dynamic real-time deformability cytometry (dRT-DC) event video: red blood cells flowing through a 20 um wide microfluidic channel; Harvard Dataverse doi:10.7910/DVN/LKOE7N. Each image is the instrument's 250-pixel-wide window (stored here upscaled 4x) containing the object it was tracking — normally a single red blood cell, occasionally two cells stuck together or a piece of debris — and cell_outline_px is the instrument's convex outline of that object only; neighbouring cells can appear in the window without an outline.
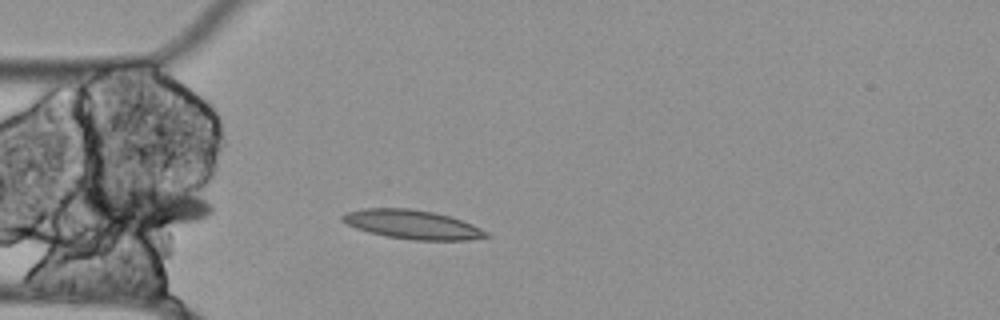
{"species": "Egyptian fruit bat (a non-hibernating species)", "species_latin": "Rousettus aegyptiacus", "temperature_condition": "cold", "stored_images_in_passage": 5, "camera_frame_rate_fps": 3000, "um_per_image_px": 0.085, "animal": {"sex": "female"}, "frame": {"image": 1, "passage_image": 1, "time_ms": 0.0, "image_size_px": [1000, 320], "cell_outline_px": [[488, 236], [468, 240], [412, 240], [388, 236], [368, 232], [356, 228], [340, 220], [340, 216], [348, 212], [364, 208], [408, 208], [432, 212], [448, 216], [472, 224], [488, 232]], "centroid_in_image_um": [35.02, 19.08], "position_along_channel_um": 50.0, "area_um2": 23.99}}
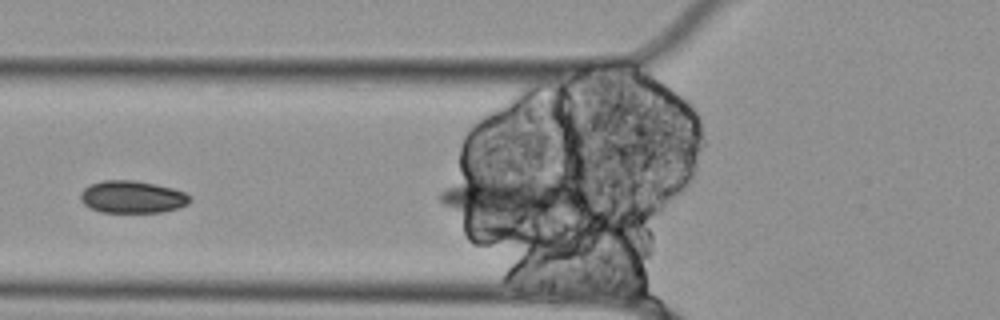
{"frame": {"image": 2, "passage_image": 4, "time_ms": 1.0, "image_size_px": [1000, 320], "cell_outline_px": [[192, 200], [188, 204], [164, 212], [100, 212], [84, 204], [80, 200], [80, 192], [88, 184], [104, 180], [136, 180], [156, 184], [172, 188], [184, 192]], "centroid_in_image_um": [11.22, 16.73], "position_along_channel_um": 114.6, "area_um2": 20.69}}